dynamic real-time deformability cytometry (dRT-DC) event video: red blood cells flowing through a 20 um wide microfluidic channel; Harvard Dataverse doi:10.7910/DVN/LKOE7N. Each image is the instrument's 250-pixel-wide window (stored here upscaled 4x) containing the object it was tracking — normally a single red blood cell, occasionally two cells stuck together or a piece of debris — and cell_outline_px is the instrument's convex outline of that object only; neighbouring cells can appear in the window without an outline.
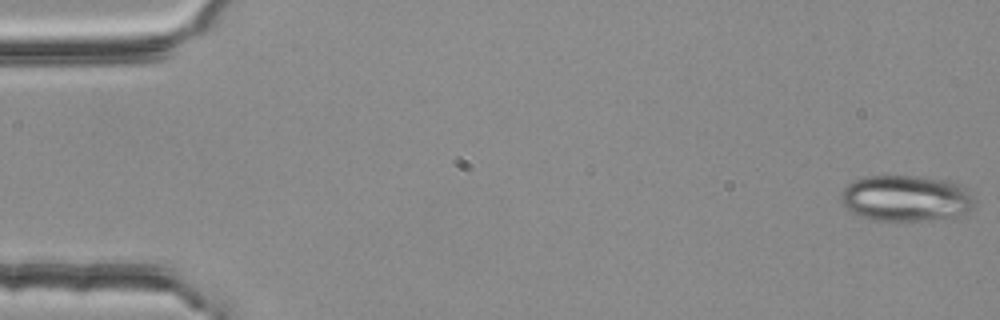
{"species": "common noctule bat (a hibernating species)", "species_latin": "Nyctalus noctula", "temperature_condition": "room temperature", "stored_images_in_passage": 54, "camera_frame_rate_fps": 3000, "um_per_image_px": 0.085, "animal": {"sex": "female", "body_mass_g": 25.1}, "frame": {"image": 1, "passage_image": 1, "time_ms": 0.0, "image_size_px": [1000, 320], "cell_outline_px": [[976, 208], [960, 216], [924, 220], [876, 220], [852, 212], [840, 200], [840, 192], [848, 184], [856, 180], [868, 176], [924, 176], [948, 180], [960, 184], [968, 188], [976, 200]], "centroid_in_image_um": [77.11, 16.84], "position_along_channel_um": 7.9, "area_um2": 36.18}}
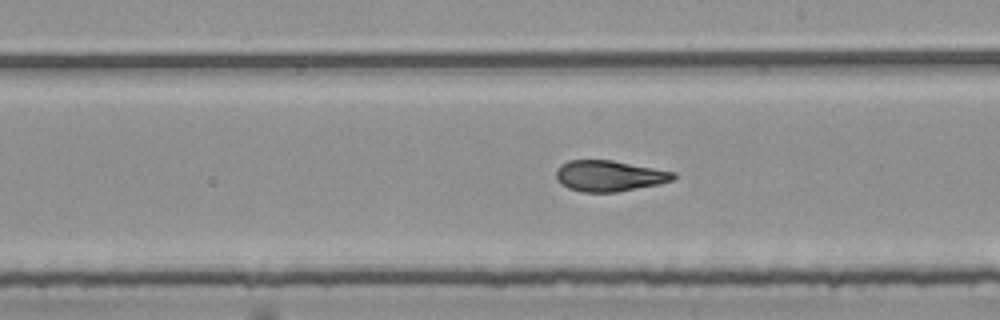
{"frame": {"image": 2, "passage_image": 31, "time_ms": 10.0, "image_size_px": [1000, 320], "cell_outline_px": [[676, 176], [672, 180], [660, 184], [616, 192], [584, 192], [568, 188], [560, 184], [556, 180], [556, 168], [560, 164], [568, 160], [612, 160], [676, 172]], "centroid_in_image_um": [51.76, 14.94], "position_along_channel_um": 237.2, "area_um2": 21.27}}
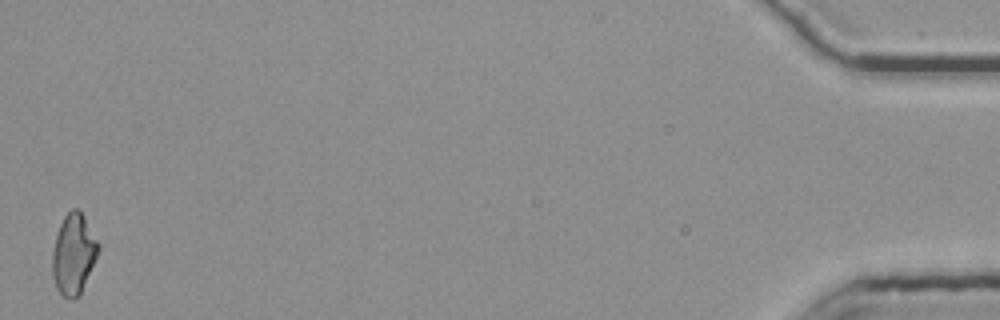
{"frame": {"image": 3, "passage_image": 54, "time_ms": 17.667, "image_size_px": [1000, 320], "cell_outline_px": [[100, 248], [80, 296], [72, 300], [68, 300], [56, 288], [52, 276], [52, 252], [56, 236], [60, 224], [64, 216], [72, 208], [76, 208], [84, 216], [100, 244]], "centroid_in_image_um": [6.25, 21.62], "position_along_channel_um": 428.9, "area_um2": 21.68}, "authors_computed_cell_mechanics": {"area_um2": 21.9062, "velocity_mm_per_s": 3.7847, "shape_relaxation_time_tau1_ms": null, "shape_relaxation_time_tau2_ms": 2.0777, "deformation_change_tau1": null, "deformation_change_tau2": 0.0873}}